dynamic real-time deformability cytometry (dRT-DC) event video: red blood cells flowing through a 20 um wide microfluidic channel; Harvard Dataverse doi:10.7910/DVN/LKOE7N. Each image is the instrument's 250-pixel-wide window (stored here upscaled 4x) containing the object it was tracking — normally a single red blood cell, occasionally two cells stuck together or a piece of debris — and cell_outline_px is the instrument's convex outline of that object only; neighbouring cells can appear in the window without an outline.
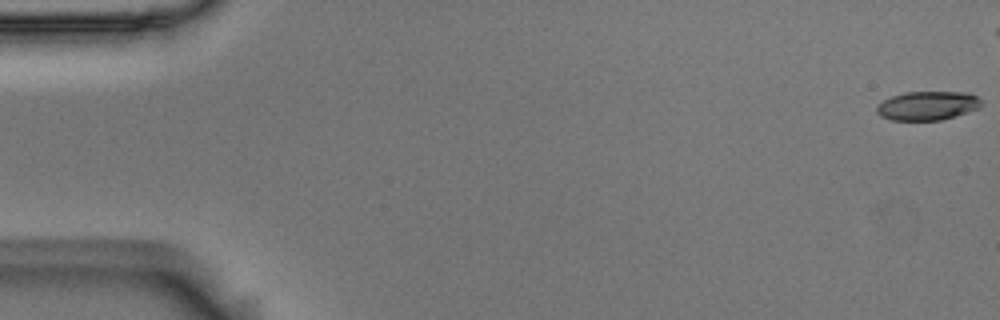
{"species": "Egyptian fruit bat (a non-hibernating species)", "species_latin": "Rousettus aegyptiacus", "temperature_condition": "room temperature", "stored_images_in_passage": 46, "camera_frame_rate_fps": 3000, "um_per_image_px": 0.085, "animal": {"sex": "male"}, "frame": {"image": 1, "passage_image": 1, "time_ms": 0.0, "image_size_px": [1000, 320], "cell_outline_px": [[984, 104], [980, 108], [956, 116], [940, 120], [892, 120], [880, 116], [876, 112], [876, 108], [884, 100], [892, 96], [904, 92], [968, 92], [976, 96]], "centroid_in_image_um": [78.87, 8.98], "position_along_channel_um": 6.1, "area_um2": 17.69}}
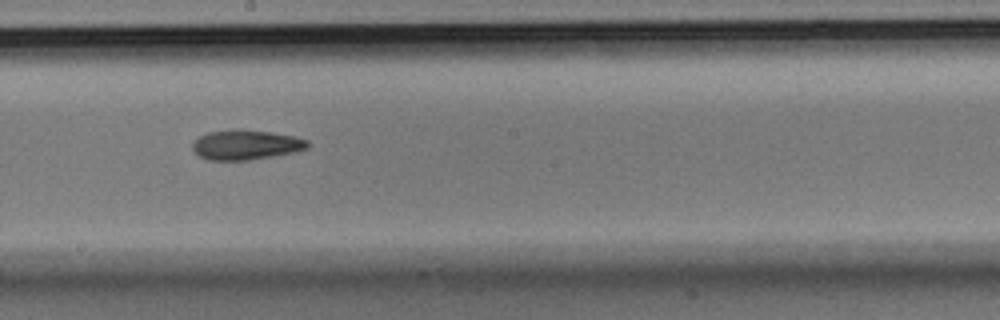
{"frame": {"image": 2, "passage_image": 31, "time_ms": 10.0, "image_size_px": [1000, 320], "cell_outline_px": [[308, 148], [292, 152], [272, 156], [248, 160], [208, 160], [200, 156], [192, 148], [192, 144], [200, 136], [208, 132], [232, 128], [240, 128], [268, 132], [292, 136], [308, 140]], "centroid_in_image_um": [20.86, 12.29], "position_along_channel_um": 227.3, "area_um2": 19.88}}
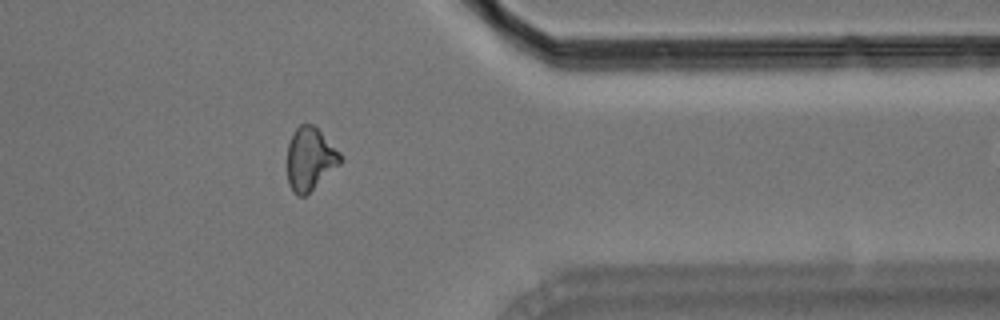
{"frame": {"image": 3, "passage_image": 45, "time_ms": 14.667, "image_size_px": [1000, 320], "cell_outline_px": [[344, 160], [340, 164], [304, 196], [296, 196], [288, 184], [288, 144], [292, 132], [300, 124], [312, 124], [340, 152]], "centroid_in_image_um": [26.34, 13.5], "position_along_channel_um": 385.1, "area_um2": 19.25}}